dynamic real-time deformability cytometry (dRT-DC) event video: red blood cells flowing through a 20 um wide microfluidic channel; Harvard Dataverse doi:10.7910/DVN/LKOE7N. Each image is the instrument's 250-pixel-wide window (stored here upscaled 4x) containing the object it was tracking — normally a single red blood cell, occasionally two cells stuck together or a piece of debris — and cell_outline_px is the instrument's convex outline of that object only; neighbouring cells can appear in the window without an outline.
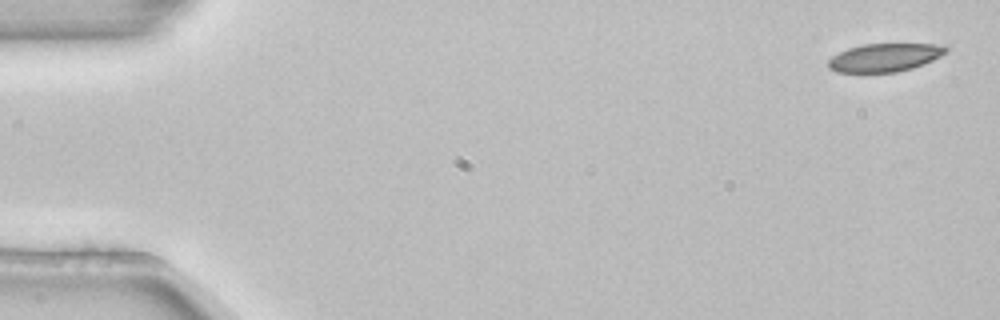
{"species": "common noctule bat (a hibernating species)", "species_latin": "Nyctalus noctula", "temperature_condition": "room temperature", "stored_images_in_passage": 5, "camera_frame_rate_fps": 3000, "um_per_image_px": 0.085, "animal": {"sex": "female", "body_mass_g": 22.7, "forearm_length_mm": 54.2}, "frame": {"image": 1, "passage_image": 1, "time_ms": 0.0, "image_size_px": [1000, 320], "cell_outline_px": [[948, 52], [924, 64], [912, 68], [896, 72], [836, 72], [828, 68], [828, 60], [832, 56], [848, 48], [864, 44], [944, 44], [948, 48]], "centroid_in_image_um": [75.21, 4.88], "position_along_channel_um": 9.8, "area_um2": 19.36}}
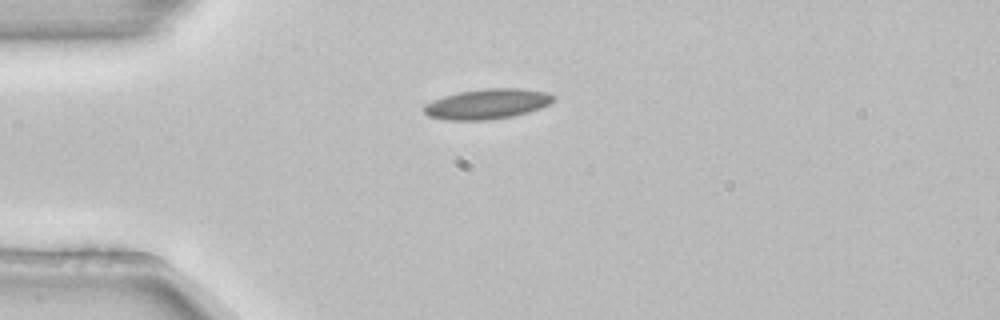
{"frame": {"image": 2, "passage_image": 4, "time_ms": 1.0, "image_size_px": [1000, 320], "cell_outline_px": [[556, 96], [548, 104], [540, 108], [528, 112], [512, 116], [488, 120], [448, 120], [428, 116], [424, 112], [424, 104], [444, 96], [460, 92], [484, 88], [520, 88], [544, 92]], "centroid_in_image_um": [41.4, 8.84], "position_along_channel_um": 43.6, "area_um2": 22.54}}